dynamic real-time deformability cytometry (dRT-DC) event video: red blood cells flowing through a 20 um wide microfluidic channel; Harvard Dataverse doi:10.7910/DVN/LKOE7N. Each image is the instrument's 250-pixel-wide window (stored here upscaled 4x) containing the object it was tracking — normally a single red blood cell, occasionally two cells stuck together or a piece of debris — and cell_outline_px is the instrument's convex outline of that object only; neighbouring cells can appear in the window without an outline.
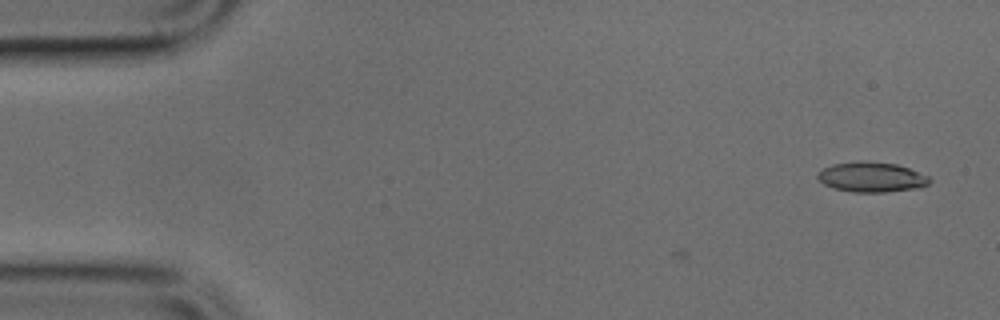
{"species": "common noctule bat (a hibernating species)", "species_latin": "Nyctalus noctula", "temperature_condition": "cold", "stored_images_in_passage": 4, "camera_frame_rate_fps": 3000, "um_per_image_px": 0.085, "animal": {"sex": "male", "body_mass_g": 17.9, "forearm_length_mm": 54.2}, "frame": {"image": 1, "passage_image": 1, "time_ms": 0.0, "image_size_px": [1000, 320], "cell_outline_px": [[932, 180], [928, 184], [920, 188], [884, 192], [852, 192], [836, 188], [824, 184], [816, 176], [816, 172], [832, 164], [896, 164], [908, 168], [928, 176]], "centroid_in_image_um": [74.11, 15.1], "position_along_channel_um": 10.9, "area_um2": 18.67}}
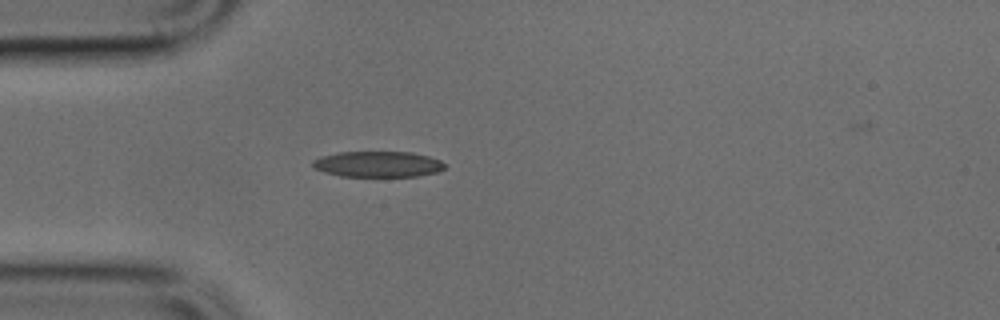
{"frame": {"image": 2, "passage_image": 4, "time_ms": 1.0, "image_size_px": [1000, 320], "cell_outline_px": [[444, 168], [440, 172], [416, 176], [340, 176], [324, 172], [312, 168], [312, 160], [320, 156], [340, 152], [412, 152], [428, 156], [440, 160], [444, 164]], "centroid_in_image_um": [32.09, 13.95], "position_along_channel_um": 52.9, "area_um2": 19.94}}